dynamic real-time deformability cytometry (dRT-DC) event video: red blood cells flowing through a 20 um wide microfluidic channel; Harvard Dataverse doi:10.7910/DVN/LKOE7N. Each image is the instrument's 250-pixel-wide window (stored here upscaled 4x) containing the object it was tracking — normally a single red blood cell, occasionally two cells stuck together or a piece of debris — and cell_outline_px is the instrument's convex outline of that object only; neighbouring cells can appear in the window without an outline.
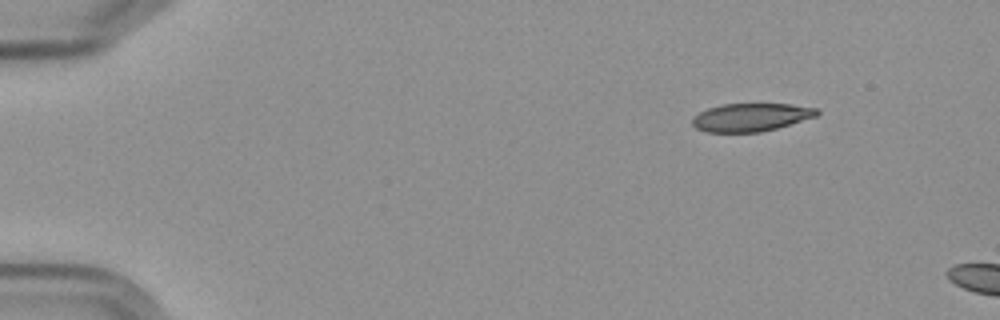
{"species": "Egyptian fruit bat (a non-hibernating species)", "species_latin": "Rousettus aegyptiacus", "temperature_condition": "cold", "stored_images_in_passage": 6, "segment_of_instrument_passage": [2, 2], "camera_frame_rate_fps": 3000, "um_per_image_px": 0.085, "frame": {"image": 1, "passage_image": 6, "time_ms": 6.0, "image_size_px": [1000, 320], "cell_outline_px": [[820, 112], [816, 116], [776, 128], [760, 132], [708, 132], [696, 128], [692, 124], [692, 120], [700, 112], [708, 108], [724, 104], [792, 104], [816, 108]], "centroid_in_image_um": [63.83, 9.96], "position_along_channel_um": 21.2, "area_um2": 20.11}}